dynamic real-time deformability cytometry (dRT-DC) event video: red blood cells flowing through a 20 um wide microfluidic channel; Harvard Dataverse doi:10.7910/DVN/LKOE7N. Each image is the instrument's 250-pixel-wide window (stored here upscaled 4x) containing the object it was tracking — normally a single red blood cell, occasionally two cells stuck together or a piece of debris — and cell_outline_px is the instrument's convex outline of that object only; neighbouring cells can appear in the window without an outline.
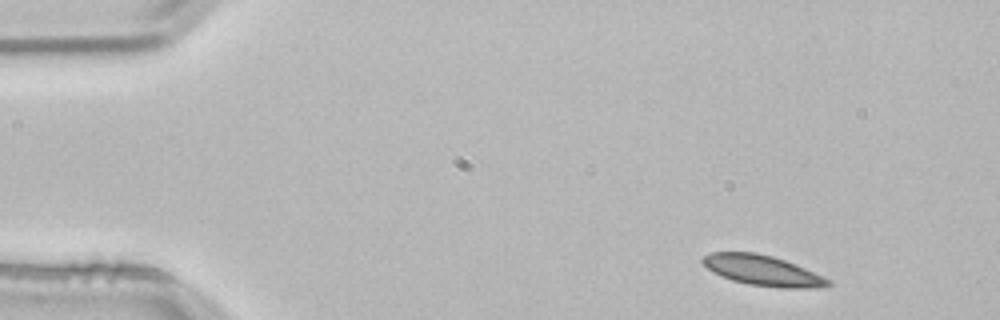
{"species": "common noctule bat (a hibernating species)", "species_latin": "Nyctalus noctula", "temperature_condition": "room temperature", "stored_images_in_passage": 3, "camera_frame_rate_fps": 3000, "um_per_image_px": 0.085, "animal": {"sex": "male", "body_mass_g": 21.5, "forearm_length_mm": 52.0}, "frame": {"image": 1, "passage_image": 1, "time_ms": 0.0, "image_size_px": [1000, 320], "cell_outline_px": [[832, 284], [824, 288], [780, 288], [748, 284], [732, 280], [712, 272], [700, 260], [708, 252], [756, 252], [772, 256], [796, 264], [832, 280]], "centroid_in_image_um": [64.86, 23.0], "position_along_channel_um": 20.1, "area_um2": 22.37}}
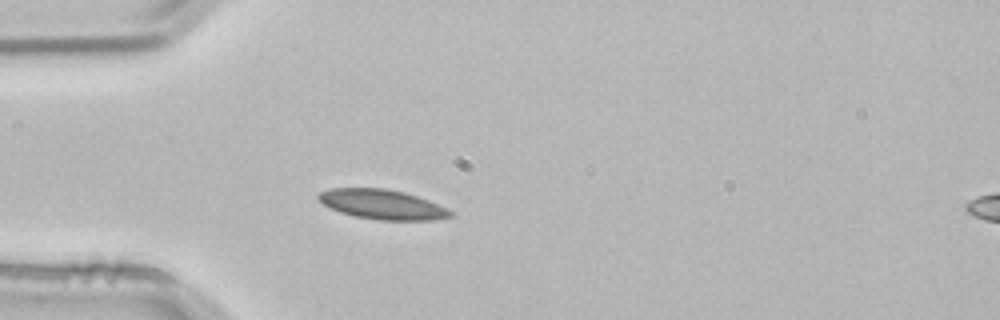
{"frame": {"image": 2, "passage_image": 3, "time_ms": 0.667, "image_size_px": [1000, 320], "cell_outline_px": [[456, 216], [432, 220], [380, 220], [356, 216], [340, 212], [324, 204], [316, 196], [320, 192], [332, 188], [384, 188], [404, 192], [428, 200], [448, 208]], "centroid_in_image_um": [32.54, 17.37], "position_along_channel_um": 52.5, "area_um2": 22.72}}